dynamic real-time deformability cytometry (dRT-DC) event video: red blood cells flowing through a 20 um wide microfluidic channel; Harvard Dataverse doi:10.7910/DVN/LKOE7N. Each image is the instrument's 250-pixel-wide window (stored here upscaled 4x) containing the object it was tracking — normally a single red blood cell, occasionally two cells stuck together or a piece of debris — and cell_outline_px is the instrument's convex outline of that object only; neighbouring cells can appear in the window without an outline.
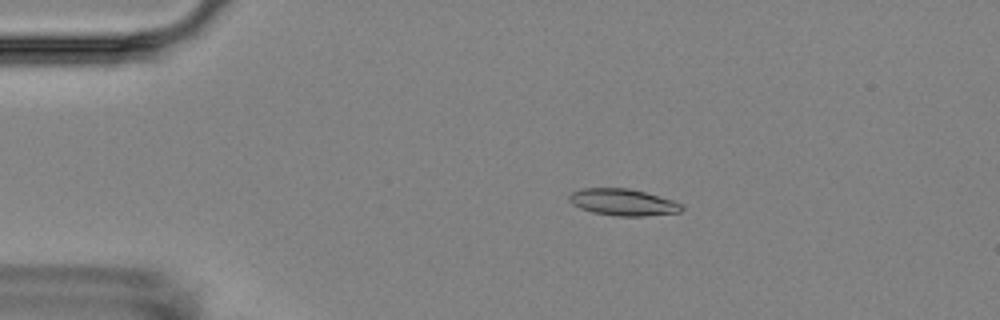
{"species": "Egyptian fruit bat (a non-hibernating species)", "species_latin": "Rousettus aegyptiacus", "temperature_condition": "room temperature", "stored_images_in_passage": 15, "camera_frame_rate_fps": 3000, "um_per_image_px": 0.085, "animal": {"sex": "female"}, "frame": {"image": 1, "passage_image": 2, "time_ms": 1.333, "image_size_px": [1000, 320], "cell_outline_px": [[684, 208], [680, 212], [644, 216], [616, 216], [592, 212], [580, 208], [572, 204], [568, 200], [568, 196], [572, 192], [580, 188], [628, 188], [644, 192], [672, 200], [684, 204]], "centroid_in_image_um": [52.94, 17.19], "position_along_channel_um": 32.1, "area_um2": 17.57}}
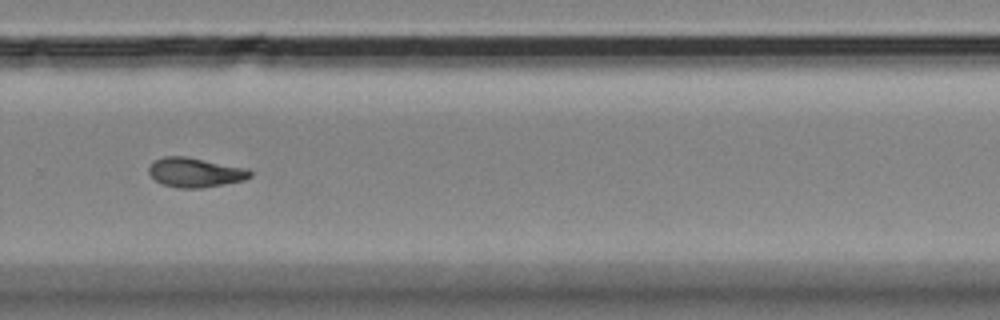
{"frame": {"image": 2, "passage_image": 10, "time_ms": 10.667, "image_size_px": [1000, 320], "cell_outline_px": [[252, 176], [244, 180], [224, 184], [200, 188], [180, 188], [164, 184], [156, 180], [148, 172], [148, 168], [156, 160], [164, 156], [184, 156], [248, 168], [252, 172]], "centroid_in_image_um": [16.62, 14.65], "position_along_channel_um": 313.2, "area_um2": 17.22}}
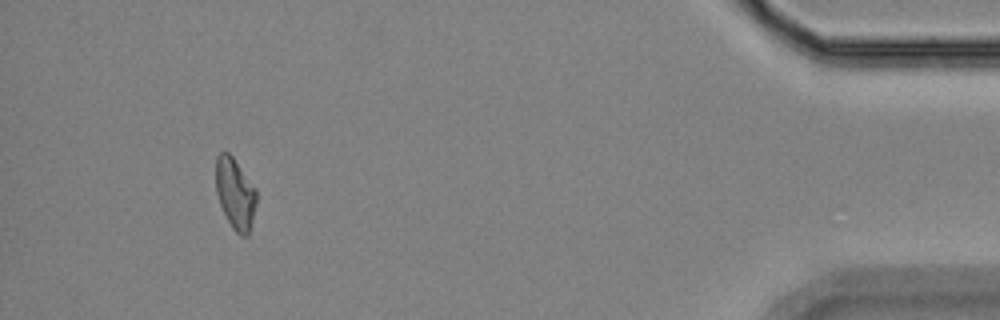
{"frame": {"image": 3, "passage_image": 14, "time_ms": 15.333, "image_size_px": [1000, 320], "cell_outline_px": [[256, 200], [248, 236], [240, 236], [232, 228], [220, 204], [216, 192], [216, 156], [220, 152], [228, 152], [232, 156], [256, 188]], "centroid_in_image_um": [19.98, 16.44], "position_along_channel_um": 415.2, "area_um2": 16.59}, "authors_computed_cell_mechanics": {"area_um2": 16.9354, "velocity_mm_per_s": 3.5196, "shape_relaxation_time_tau1_ms": 11.3402, "shape_relaxation_time_tau2_ms": 3.7029, "deformation_change_tau1": 0.2241, "deformation_change_tau2": 0.0708}}